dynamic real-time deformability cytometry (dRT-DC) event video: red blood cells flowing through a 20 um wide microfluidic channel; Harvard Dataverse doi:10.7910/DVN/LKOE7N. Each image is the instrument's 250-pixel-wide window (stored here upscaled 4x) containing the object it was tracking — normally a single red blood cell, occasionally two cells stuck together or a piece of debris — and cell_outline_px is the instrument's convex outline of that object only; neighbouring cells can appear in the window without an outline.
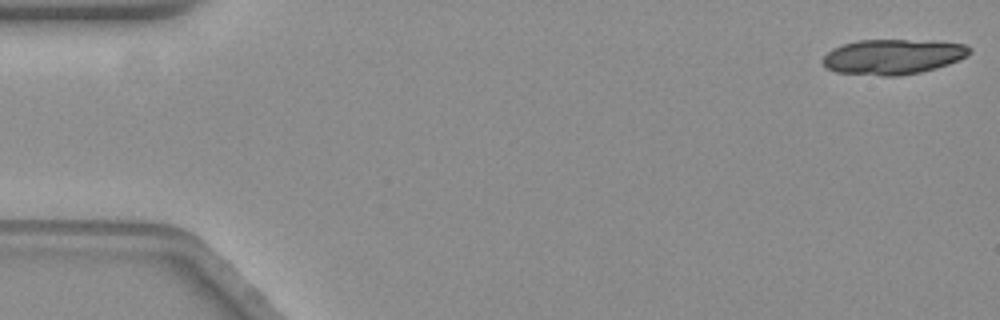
{"species": "common noctule bat (a hibernating species)", "species_latin": "Nyctalus noctula", "temperature_condition": "warm", "stored_images_in_passage": 19, "camera_frame_rate_fps": 3000, "um_per_image_px": 0.085, "animal": {"sex": "female", "body_mass_g": 19.3, "forearm_length_mm": 54.1}, "frame": {"image": 1, "passage_image": 1, "time_ms": 0.0, "image_size_px": [1000, 320], "cell_outline_px": [[972, 52], [948, 64], [936, 68], [920, 72], [900, 76], [880, 76], [836, 72], [824, 68], [820, 60], [832, 48], [856, 40], [932, 40], [964, 44], [972, 48]], "centroid_in_image_um": [75.85, 4.82], "position_along_channel_um": 9.1, "area_um2": 30.35}}